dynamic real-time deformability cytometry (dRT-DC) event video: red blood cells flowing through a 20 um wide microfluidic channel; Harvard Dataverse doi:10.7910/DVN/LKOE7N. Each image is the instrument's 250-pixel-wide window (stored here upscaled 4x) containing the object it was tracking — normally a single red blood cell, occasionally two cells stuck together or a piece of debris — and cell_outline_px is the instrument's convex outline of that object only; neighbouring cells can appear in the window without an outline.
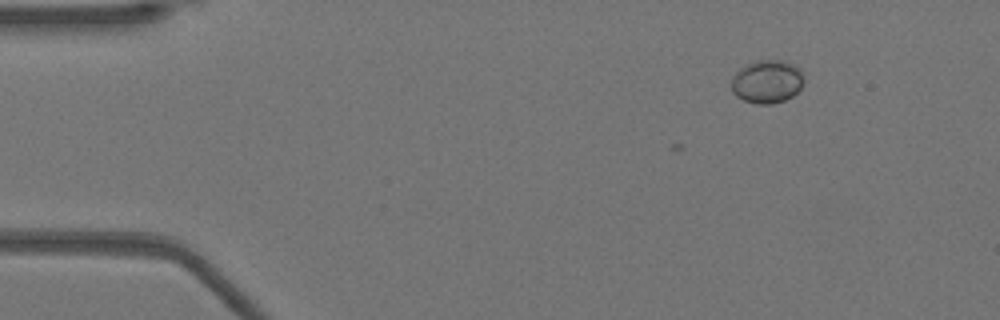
{"species": "Egyptian fruit bat (a non-hibernating species)", "species_latin": "Rousettus aegyptiacus", "temperature_condition": "warm", "stored_images_in_passage": 3, "camera_frame_rate_fps": 3000, "um_per_image_px": 0.085, "animal": {"sex": "female"}, "frame": {"image": 1, "passage_image": 3, "time_ms": 0.667, "image_size_px": [1000, 320], "cell_outline_px": [[804, 80], [800, 88], [792, 96], [784, 100], [772, 104], [756, 104], [744, 100], [736, 96], [732, 92], [732, 76], [740, 68], [756, 60], [780, 60], [792, 64], [804, 76]], "centroid_in_image_um": [65.17, 6.95], "position_along_channel_um": 19.8, "area_um2": 18.09}}